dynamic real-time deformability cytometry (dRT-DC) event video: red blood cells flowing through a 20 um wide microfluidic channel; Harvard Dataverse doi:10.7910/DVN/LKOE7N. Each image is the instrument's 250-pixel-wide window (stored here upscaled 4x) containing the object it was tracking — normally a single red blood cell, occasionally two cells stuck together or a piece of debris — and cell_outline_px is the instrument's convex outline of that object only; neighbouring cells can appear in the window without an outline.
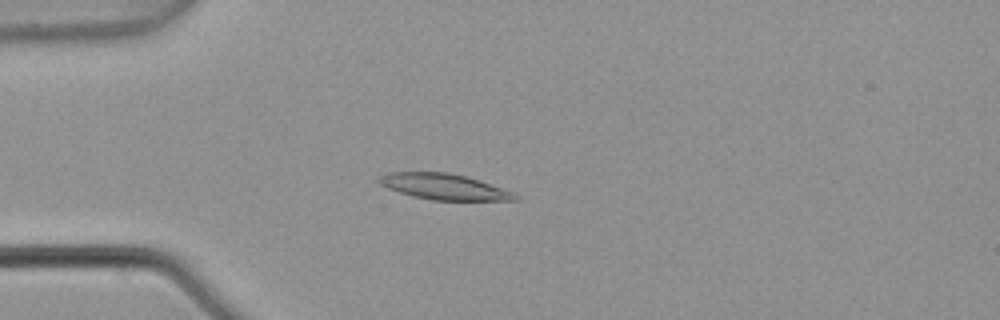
{"species": "common noctule bat (a hibernating species)", "species_latin": "Nyctalus noctula", "temperature_condition": "warm", "stored_images_in_passage": 4, "camera_frame_rate_fps": 3000, "um_per_image_px": 0.085, "animal": {"sex": "male", "body_mass_g": 21.5, "forearm_length_mm": 52.0}, "frame": {"image": 1, "passage_image": 4, "time_ms": 1.0, "image_size_px": [1000, 320], "cell_outline_px": [[520, 200], [432, 200], [412, 196], [388, 188], [380, 184], [376, 180], [380, 176], [388, 172], [448, 172], [480, 180], [512, 192], [520, 196]], "centroid_in_image_um": [37.73, 15.87], "position_along_channel_um": 47.3, "area_um2": 20.4}}